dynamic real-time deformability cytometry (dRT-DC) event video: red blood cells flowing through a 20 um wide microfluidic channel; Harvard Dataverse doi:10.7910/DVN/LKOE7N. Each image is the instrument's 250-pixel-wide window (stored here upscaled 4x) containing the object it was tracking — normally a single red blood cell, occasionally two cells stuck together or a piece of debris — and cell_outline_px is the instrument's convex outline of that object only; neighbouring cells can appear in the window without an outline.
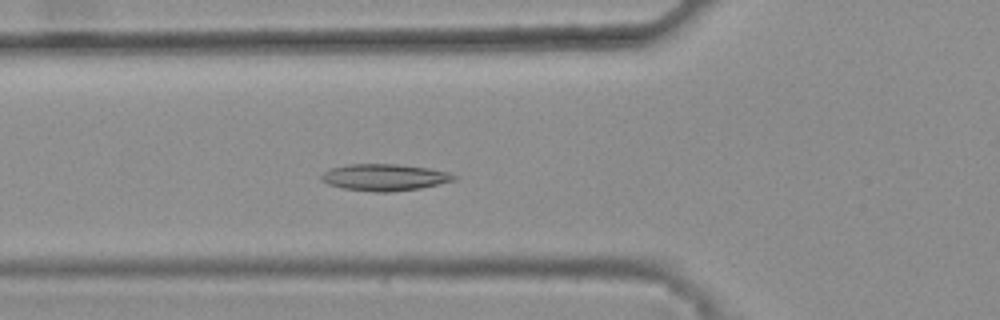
{"species": "common noctule bat (a hibernating species)", "species_latin": "Nyctalus noctula", "temperature_condition": "warm", "stored_images_in_passage": 44, "camera_frame_rate_fps": 3000, "um_per_image_px": 0.085, "animal": {"sex": "female", "body_mass_g": 25.1}, "frame": {"image": 1, "passage_image": 18, "time_ms": 5.667, "image_size_px": [1000, 320], "cell_outline_px": [[456, 180], [420, 188], [392, 192], [376, 192], [344, 188], [328, 184], [320, 180], [320, 176], [324, 172], [332, 168], [348, 164], [396, 164], [428, 168], [448, 172], [456, 176]], "centroid_in_image_um": [32.68, 15.07], "position_along_channel_um": 93.1, "area_um2": 20.52}}
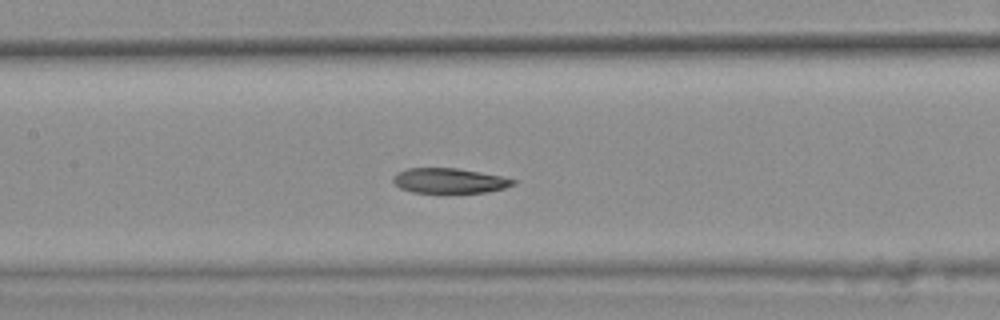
{"frame": {"image": 2, "passage_image": 24, "time_ms": 7.667, "image_size_px": [1000, 320], "cell_outline_px": [[516, 184], [504, 188], [488, 192], [412, 192], [400, 188], [392, 180], [392, 176], [396, 172], [408, 168], [456, 168], [480, 172], [500, 176], [516, 180]], "centroid_in_image_um": [38.17, 15.35], "position_along_channel_um": 169.2, "area_um2": 17.4}}
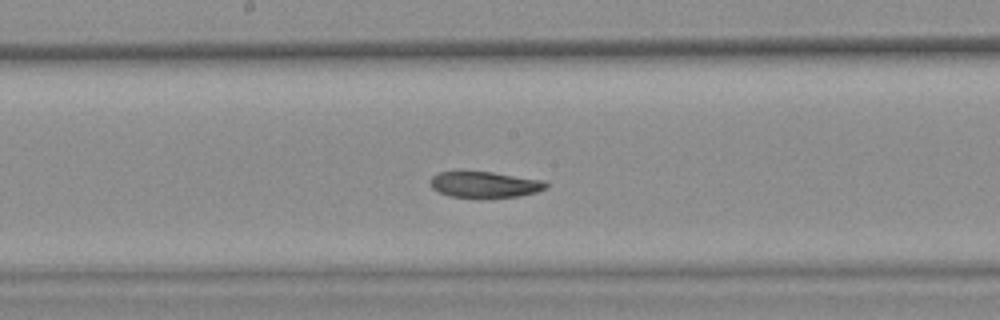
{"frame": {"image": 3, "passage_image": 27, "time_ms": 8.667, "image_size_px": [1000, 320], "cell_outline_px": [[548, 188], [536, 192], [520, 196], [480, 200], [452, 196], [440, 192], [432, 188], [432, 176], [436, 172], [492, 172], [540, 180], [548, 184]], "centroid_in_image_um": [41.22, 15.73], "position_along_channel_um": 207.0, "area_um2": 17.8}}